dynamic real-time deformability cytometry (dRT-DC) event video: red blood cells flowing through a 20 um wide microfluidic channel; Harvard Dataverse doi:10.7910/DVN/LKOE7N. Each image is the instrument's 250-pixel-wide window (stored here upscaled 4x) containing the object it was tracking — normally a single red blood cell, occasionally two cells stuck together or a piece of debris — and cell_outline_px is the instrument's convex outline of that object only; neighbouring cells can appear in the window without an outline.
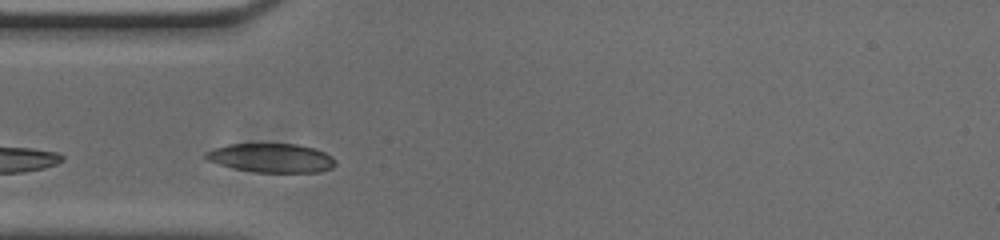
{"species": "common noctule bat (a hibernating species)", "species_latin": "Nyctalus noctula", "temperature_condition": "cold", "stored_images_in_passage": 25, "camera_frame_rate_fps": 3000, "um_per_image_px": 0.085, "animal": {"sex": "male", "body_mass_g": 20.0, "forearm_length_mm": 53.3}, "frame": {"image": 1, "passage_image": 1, "time_ms": 0.0, "image_size_px": [1000, 240], "cell_outline_px": [[336, 164], [332, 168], [320, 172], [256, 172], [232, 168], [208, 160], [204, 156], [204, 152], [212, 148], [228, 144], [296, 144], [312, 148], [324, 152], [332, 156], [336, 160]], "centroid_in_image_um": [23.06, 13.42], "position_along_channel_um": 61.9, "area_um2": 21.91}}
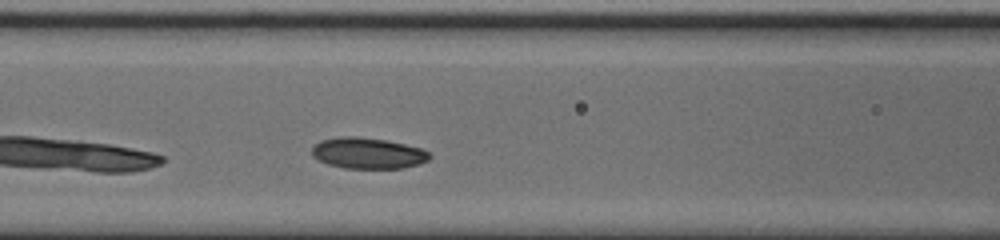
{"frame": {"image": 2, "passage_image": 7, "time_ms": 2.0, "image_size_px": [1000, 240], "cell_outline_px": [[432, 156], [428, 160], [420, 164], [404, 168], [344, 168], [328, 164], [312, 156], [312, 148], [320, 140], [340, 136], [356, 136], [388, 140], [420, 148], [428, 152]], "centroid_in_image_um": [31.28, 13.01], "position_along_channel_um": 135.3, "area_um2": 21.33}}
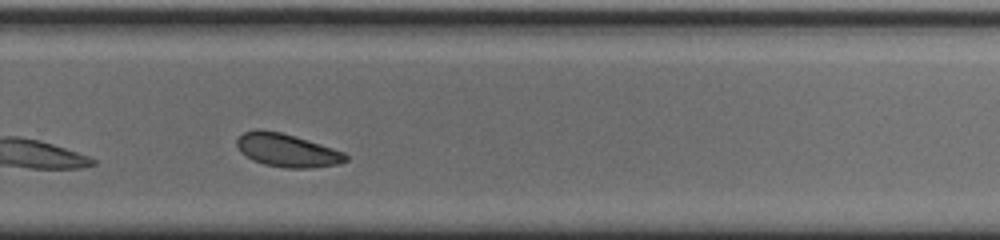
{"frame": {"image": 3, "passage_image": 21, "time_ms": 6.667, "image_size_px": [1000, 240], "cell_outline_px": [[348, 160], [340, 164], [308, 168], [288, 168], [264, 164], [252, 160], [240, 152], [236, 144], [236, 140], [244, 132], [256, 128], [280, 132], [332, 148], [344, 152], [348, 156]], "centroid_in_image_um": [24.37, 12.78], "position_along_channel_um": 305.4, "area_um2": 20.92}}